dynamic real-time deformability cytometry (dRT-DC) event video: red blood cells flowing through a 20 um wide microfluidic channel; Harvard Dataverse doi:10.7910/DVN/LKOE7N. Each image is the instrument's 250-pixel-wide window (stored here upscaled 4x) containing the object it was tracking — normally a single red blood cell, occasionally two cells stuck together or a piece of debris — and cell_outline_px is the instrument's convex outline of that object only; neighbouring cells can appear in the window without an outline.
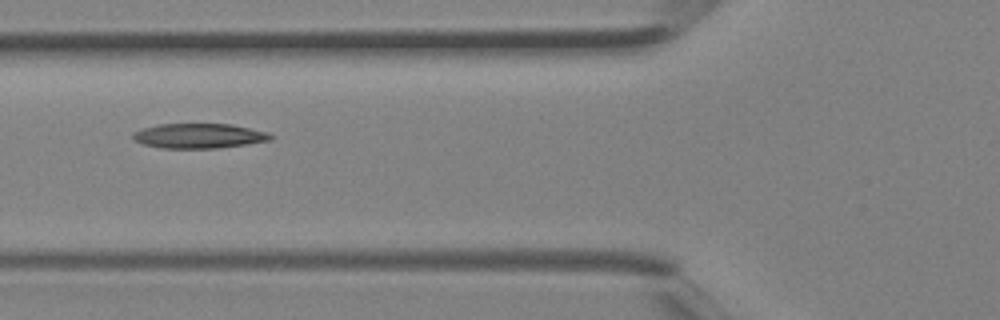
{"species": "Egyptian fruit bat (a non-hibernating species)", "species_latin": "Rousettus aegyptiacus", "temperature_condition": "room temperature", "stored_images_in_passage": 3, "camera_frame_rate_fps": 3000, "um_per_image_px": 0.085, "animal": {"sex": "female"}, "frame": {"image": 1, "passage_image": 3, "time_ms": 0.667, "image_size_px": [1000, 320], "cell_outline_px": [[272, 140], [216, 148], [164, 148], [144, 144], [136, 140], [132, 136], [132, 132], [144, 128], [160, 124], [232, 124], [268, 132], [272, 136]], "centroid_in_image_um": [16.92, 11.54], "position_along_channel_um": 108.9, "area_um2": 19.65}}